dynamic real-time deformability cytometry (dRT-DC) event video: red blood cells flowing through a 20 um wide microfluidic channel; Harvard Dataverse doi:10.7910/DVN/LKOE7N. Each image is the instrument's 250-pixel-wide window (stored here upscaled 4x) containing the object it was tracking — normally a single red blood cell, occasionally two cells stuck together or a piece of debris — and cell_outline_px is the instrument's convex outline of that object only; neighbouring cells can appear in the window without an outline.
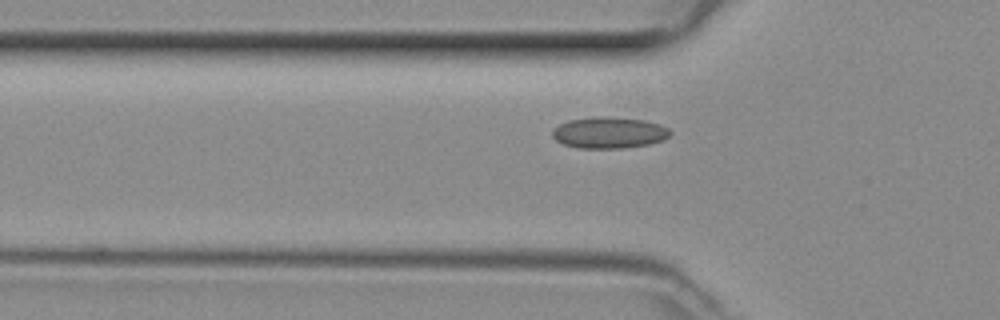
{"species": "common noctule bat (a hibernating species)", "species_latin": "Nyctalus noctula", "temperature_condition": "room temperature", "stored_images_in_passage": 27, "camera_frame_rate_fps": 3000, "um_per_image_px": 0.085, "animal": {"sex": "female", "body_mass_g": 29.2, "forearm_length_mm": 56.3}, "frame": {"image": 1, "passage_image": 4, "time_ms": 1.0, "image_size_px": [1000, 320], "cell_outline_px": [[672, 132], [664, 140], [648, 144], [624, 148], [576, 148], [564, 144], [556, 140], [552, 136], [552, 128], [568, 120], [592, 116], [604, 116], [644, 120], [660, 124], [668, 128]], "centroid_in_image_um": [51.75, 11.27], "position_along_channel_um": 74.0, "area_um2": 21.68}}
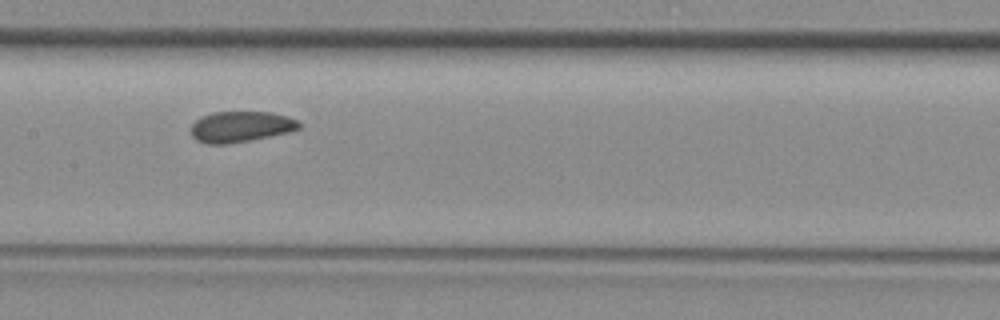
{"frame": {"image": 2, "passage_image": 12, "time_ms": 3.667, "image_size_px": [1000, 320], "cell_outline_px": [[300, 128], [288, 132], [228, 144], [208, 144], [196, 140], [192, 136], [188, 128], [200, 116], [212, 112], [272, 112], [288, 116], [300, 120]], "centroid_in_image_um": [20.43, 10.76], "position_along_channel_um": 187.0, "area_um2": 19.59}}
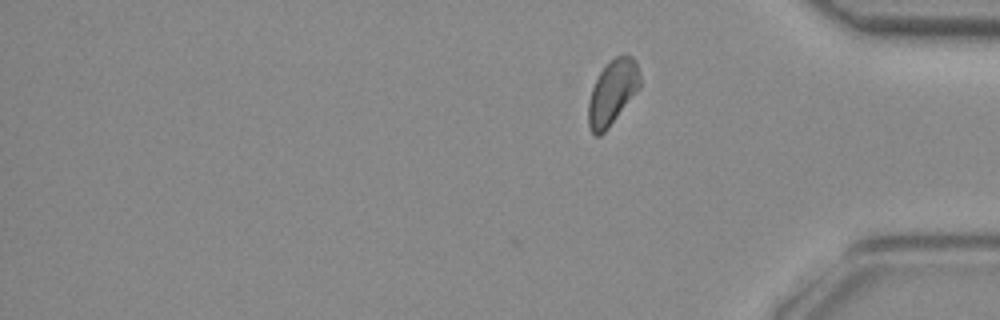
{"frame": {"image": 3, "passage_image": 27, "time_ms": 8.667, "image_size_px": [1000, 320], "cell_outline_px": [[640, 88], [608, 128], [600, 136], [596, 136], [592, 132], [588, 124], [588, 100], [592, 88], [600, 72], [616, 56], [632, 56], [636, 60], [640, 76]], "centroid_in_image_um": [52.06, 7.87], "position_along_channel_um": 383.1, "area_um2": 19.25}}